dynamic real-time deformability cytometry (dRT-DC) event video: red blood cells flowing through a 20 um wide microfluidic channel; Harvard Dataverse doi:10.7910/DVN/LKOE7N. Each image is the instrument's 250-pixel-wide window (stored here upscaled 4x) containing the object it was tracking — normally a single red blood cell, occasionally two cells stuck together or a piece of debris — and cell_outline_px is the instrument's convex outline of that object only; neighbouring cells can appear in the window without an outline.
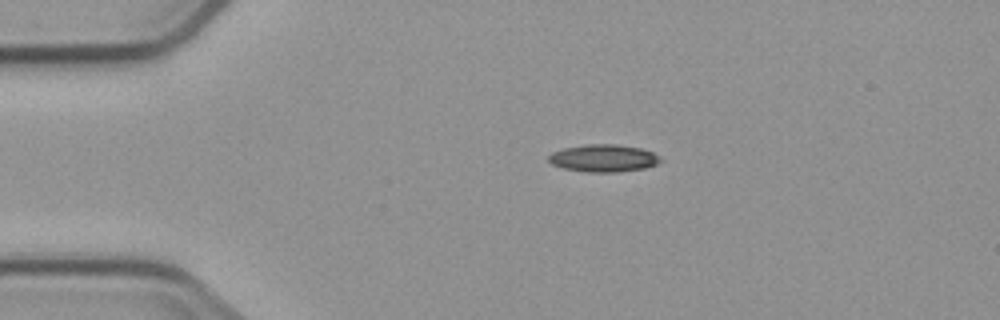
{"species": "common noctule bat (a hibernating species)", "species_latin": "Nyctalus noctula", "temperature_condition": "cold", "stored_images_in_passage": 3, "camera_frame_rate_fps": 3000, "um_per_image_px": 0.085, "animal": {"sex": "male", "body_mass_g": 23.1, "forearm_length_mm": 52.7}, "frame": {"image": 1, "passage_image": 1, "time_ms": 0.0, "image_size_px": [1000, 320], "cell_outline_px": [[664, 160], [656, 164], [644, 168], [616, 172], [588, 172], [564, 168], [552, 164], [548, 160], [548, 156], [552, 152], [564, 148], [588, 144], [616, 144], [640, 148], [652, 152], [660, 156]], "centroid_in_image_um": [51.31, 13.44], "position_along_channel_um": 33.7, "area_um2": 17.8}}
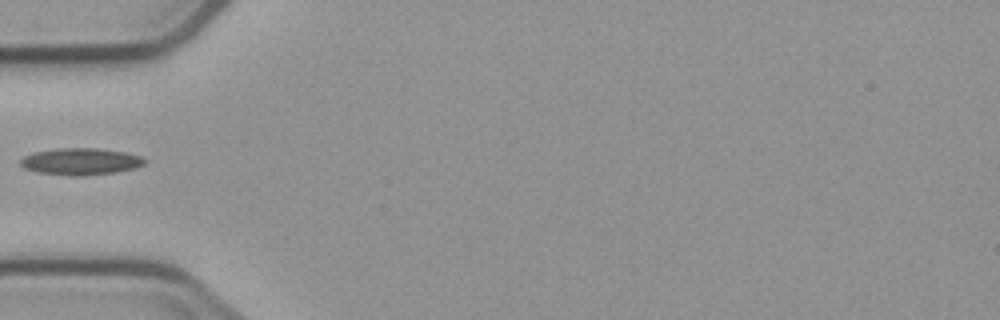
{"frame": {"image": 2, "passage_image": 3, "time_ms": 2.333, "image_size_px": [1000, 320], "cell_outline_px": [[148, 160], [144, 164], [136, 168], [116, 172], [80, 176], [72, 176], [36, 172], [24, 168], [20, 164], [20, 160], [24, 156], [36, 152], [60, 148], [96, 148], [124, 152], [140, 156]], "centroid_in_image_um": [6.87, 13.73], "position_along_channel_um": 78.1, "area_um2": 19.36}}